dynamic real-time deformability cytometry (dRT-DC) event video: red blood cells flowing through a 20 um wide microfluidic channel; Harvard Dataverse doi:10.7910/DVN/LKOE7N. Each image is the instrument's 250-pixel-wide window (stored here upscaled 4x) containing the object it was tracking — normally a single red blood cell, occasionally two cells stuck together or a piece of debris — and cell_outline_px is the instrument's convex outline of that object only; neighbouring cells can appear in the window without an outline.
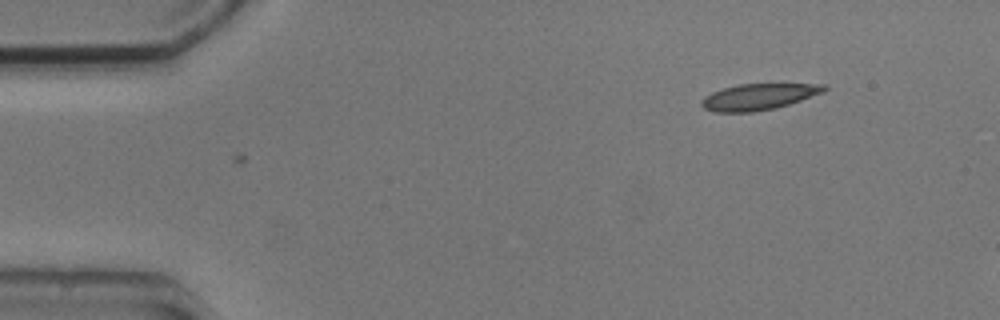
{"species": "common noctule bat (a hibernating species)", "species_latin": "Nyctalus noctula", "temperature_condition": "cold", "stored_images_in_passage": 3, "camera_frame_rate_fps": 3000, "um_per_image_px": 0.085, "animal": {"sex": "male", "body_mass_g": 20.5, "forearm_length_mm": 52.5}, "frame": {"image": 1, "passage_image": 3, "time_ms": 3.0, "image_size_px": [1000, 320], "cell_outline_px": [[828, 88], [824, 92], [776, 108], [752, 112], [712, 112], [704, 108], [700, 104], [700, 100], [704, 96], [712, 92], [724, 88], [740, 84], [828, 84]], "centroid_in_image_um": [64.46, 8.23], "position_along_channel_um": 20.5, "area_um2": 18.73}}